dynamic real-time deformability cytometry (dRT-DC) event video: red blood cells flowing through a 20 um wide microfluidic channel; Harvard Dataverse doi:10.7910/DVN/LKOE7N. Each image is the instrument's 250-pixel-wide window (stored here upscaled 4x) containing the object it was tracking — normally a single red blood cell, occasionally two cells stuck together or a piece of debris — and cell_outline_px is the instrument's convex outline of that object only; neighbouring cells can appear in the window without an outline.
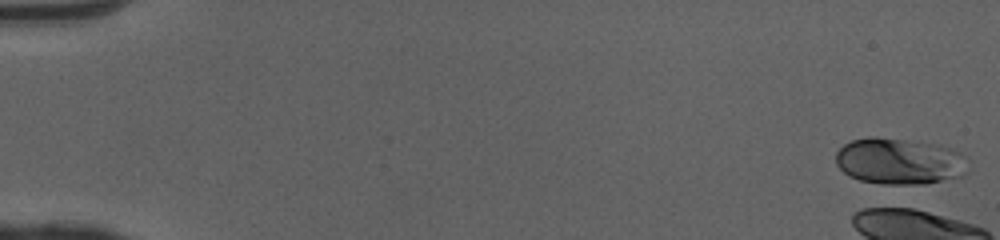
{"species": "human", "species_latin": "Homo sapiens", "temperature_condition": "cold", "stored_images_in_passage": 2, "camera_frame_rate_fps": 3000, "um_per_image_px": 0.085, "donor": {"sex": "female"}, "frame": {"image": 1, "passage_image": 1, "time_ms": 0.0, "image_size_px": [1000, 240], "cell_outline_px": [[968, 156], [964, 176], [924, 184], [880, 184], [860, 180], [844, 172], [836, 164], [836, 152], [844, 144], [852, 140], [868, 136], [876, 136], [932, 144], [952, 148]], "centroid_in_image_um": [76.46, 13.71], "position_along_channel_um": 8.5, "area_um2": 35.78}}